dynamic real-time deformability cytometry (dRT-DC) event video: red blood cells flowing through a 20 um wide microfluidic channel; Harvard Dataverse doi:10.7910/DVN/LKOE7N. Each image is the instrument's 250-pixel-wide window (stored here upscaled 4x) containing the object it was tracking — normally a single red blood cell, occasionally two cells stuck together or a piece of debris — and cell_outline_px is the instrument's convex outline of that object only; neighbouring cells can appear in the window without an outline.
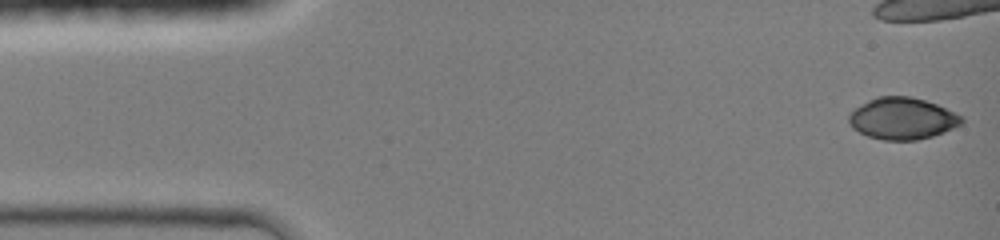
{"species": "common noctule bat (a hibernating species)", "species_latin": "Nyctalus noctula", "temperature_condition": "room temperature", "stored_images_in_passage": 37, "camera_frame_rate_fps": 3000, "um_per_image_px": 0.085, "animal": {"sex": "female", "body_mass_g": 19.0, "forearm_length_mm": 51.5}, "frame": {"image": 1, "passage_image": 1, "time_ms": 0.0, "image_size_px": [1000, 240], "cell_outline_px": [[964, 120], [960, 124], [944, 132], [932, 136], [916, 140], [884, 140], [868, 136], [852, 128], [848, 120], [848, 116], [856, 108], [868, 100], [876, 96], [912, 96], [936, 104], [964, 116]], "centroid_in_image_um": [76.7, 10.07], "position_along_channel_um": 8.3, "area_um2": 27.34}}
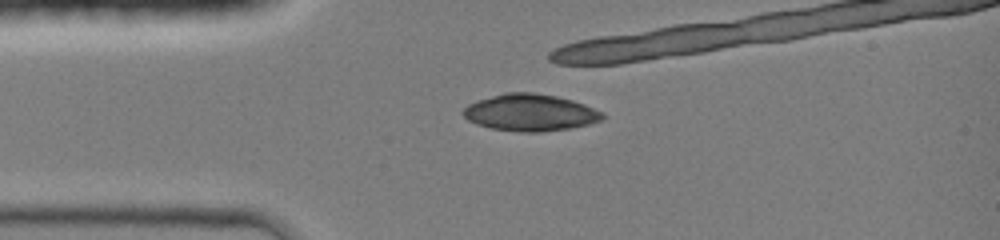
{"frame": {"image": 2, "passage_image": 10, "time_ms": 3.0, "image_size_px": [1000, 240], "cell_outline_px": [[604, 116], [600, 120], [588, 124], [568, 128], [540, 132], [520, 132], [492, 128], [476, 124], [468, 120], [460, 112], [468, 104], [504, 92], [532, 92], [556, 96], [572, 100], [584, 104], [604, 112]], "centroid_in_image_um": [45.05, 9.56], "position_along_channel_um": 39.9, "area_um2": 29.77}}